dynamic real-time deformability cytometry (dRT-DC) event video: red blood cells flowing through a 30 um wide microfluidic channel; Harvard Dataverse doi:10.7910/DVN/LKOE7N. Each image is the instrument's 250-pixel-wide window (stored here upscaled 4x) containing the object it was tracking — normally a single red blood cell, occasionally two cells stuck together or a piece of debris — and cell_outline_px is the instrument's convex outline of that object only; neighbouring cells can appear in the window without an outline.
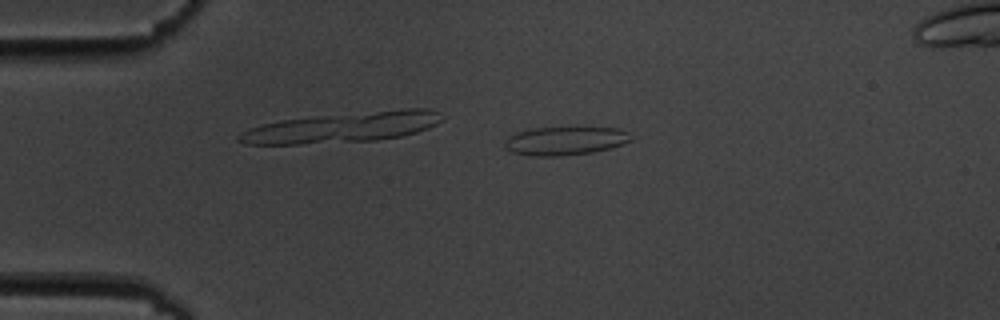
{"species": "common noctule bat (a hibernating species)", "species_latin": "Nyctalus noctula", "temperature_condition": "cold", "stored_images_in_passage": 7, "camera_frame_rate_fps": 3000, "um_per_image_px": 0.085, "animal": {"sex": "male", "body_mass_g": 19.5, "forearm_length_mm": 54.6}, "frame": {"image": 1, "passage_image": 4, "time_ms": 3.667, "image_size_px": [1000, 320], "cell_outline_px": [[632, 140], [624, 144], [592, 152], [560, 156], [532, 156], [512, 152], [504, 148], [504, 140], [508, 136], [516, 132], [532, 128], [588, 124], [620, 128], [628, 132], [632, 136]], "centroid_in_image_um": [48.08, 11.9], "position_along_channel_um": 36.9, "area_um2": 22.25}}
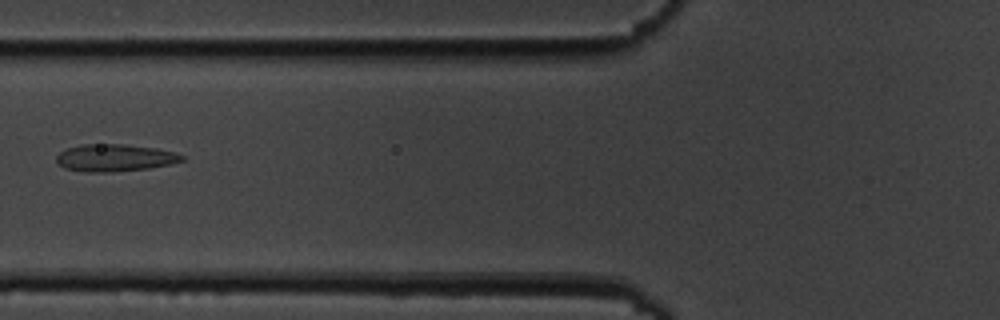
{"frame": {"image": 2, "passage_image": 7, "time_ms": 7.0, "image_size_px": [1000, 320], "cell_outline_px": [[184, 160], [172, 164], [148, 168], [112, 172], [84, 172], [64, 168], [56, 160], [56, 156], [60, 152], [68, 148], [80, 144], [124, 144], [156, 148], [176, 152], [184, 156]], "centroid_in_image_um": [9.77, 13.41], "position_along_channel_um": 116.0, "area_um2": 20.0}}